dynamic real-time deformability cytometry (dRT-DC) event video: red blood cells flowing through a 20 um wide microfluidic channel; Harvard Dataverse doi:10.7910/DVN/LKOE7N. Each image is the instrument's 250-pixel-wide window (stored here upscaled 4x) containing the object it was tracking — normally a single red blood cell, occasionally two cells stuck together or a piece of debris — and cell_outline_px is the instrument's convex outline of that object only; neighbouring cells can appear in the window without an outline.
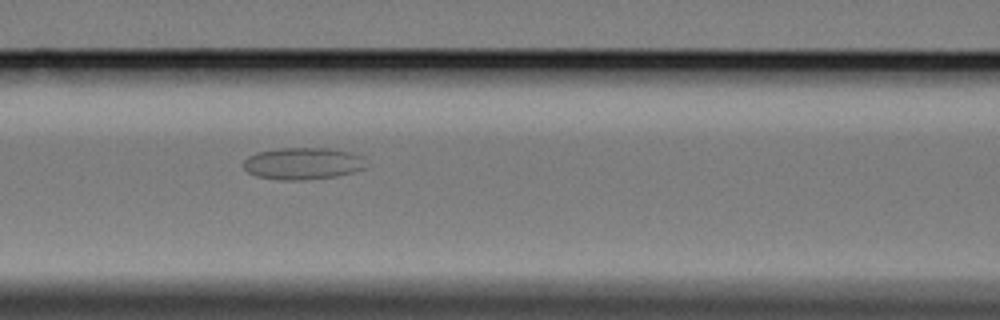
{"species": "Egyptian fruit bat (a non-hibernating species)", "species_latin": "Rousettus aegyptiacus", "temperature_condition": "cold", "stored_images_in_passage": 6, "camera_frame_rate_fps": 3000, "um_per_image_px": 0.085, "animal": {"sex": "female"}, "frame": {"image": 1, "passage_image": 6, "time_ms": 5.667, "image_size_px": [1000, 320], "cell_outline_px": [[364, 168], [352, 172], [336, 176], [300, 180], [280, 180], [256, 176], [248, 172], [240, 164], [248, 156], [256, 152], [276, 148], [328, 148], [352, 152], [364, 156]], "centroid_in_image_um": [25.69, 13.88], "position_along_channel_um": 140.9, "area_um2": 23.0}}